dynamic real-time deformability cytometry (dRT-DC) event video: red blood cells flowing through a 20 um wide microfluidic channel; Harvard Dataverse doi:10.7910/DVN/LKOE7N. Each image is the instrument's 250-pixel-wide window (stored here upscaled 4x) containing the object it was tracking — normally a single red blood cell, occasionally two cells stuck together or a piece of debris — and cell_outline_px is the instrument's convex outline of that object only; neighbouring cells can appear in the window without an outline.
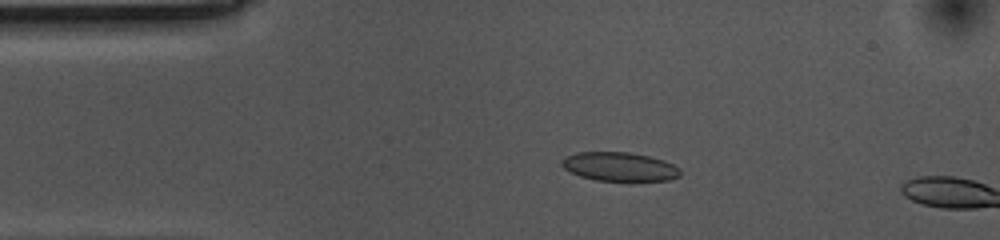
{"species": "common noctule bat (a hibernating species)", "species_latin": "Nyctalus noctula", "temperature_condition": "cold", "stored_images_in_passage": 3, "camera_frame_rate_fps": 3000, "um_per_image_px": 0.085, "animal": {"sex": "female", "body_mass_g": 10.0, "forearm_length_mm": 53.1}, "frame": {"image": 1, "passage_image": 1, "time_ms": 0.0, "image_size_px": [1000, 240], "cell_outline_px": [[680, 176], [668, 180], [632, 184], [628, 184], [596, 180], [580, 176], [564, 168], [560, 164], [560, 160], [564, 156], [576, 152], [628, 152], [648, 156], [664, 160], [680, 168]], "centroid_in_image_um": [52.67, 14.22], "position_along_channel_um": 32.3, "area_um2": 20.92}}